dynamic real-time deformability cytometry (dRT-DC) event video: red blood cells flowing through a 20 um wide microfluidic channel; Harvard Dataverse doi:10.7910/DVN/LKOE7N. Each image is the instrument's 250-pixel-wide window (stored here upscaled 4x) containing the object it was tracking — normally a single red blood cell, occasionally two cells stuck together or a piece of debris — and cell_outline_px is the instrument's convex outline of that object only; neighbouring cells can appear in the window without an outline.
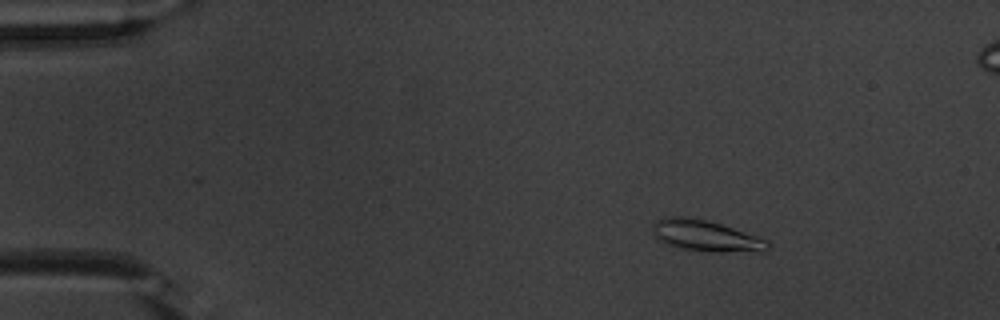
{"species": "common noctule bat (a hibernating species)", "species_latin": "Nyctalus noctula", "temperature_condition": "warm", "stored_images_in_passage": 54, "segment_of_instrument_passage": [1, 2], "camera_frame_rate_fps": 3000, "um_per_image_px": 0.085, "animal": {"sex": "male", "body_mass_g": 20.1, "forearm_length_mm": 53.5}, "frame": {"image": 1, "passage_image": 8, "time_ms": 2.333, "image_size_px": [1000, 320], "cell_outline_px": [[772, 244], [768, 248], [760, 252], [712, 252], [680, 248], [664, 244], [656, 240], [652, 228], [652, 224], [656, 220], [668, 216], [684, 216], [704, 220], [720, 224], [768, 240]], "centroid_in_image_um": [59.96, 20.06], "position_along_channel_um": 25.0, "area_um2": 21.04}}
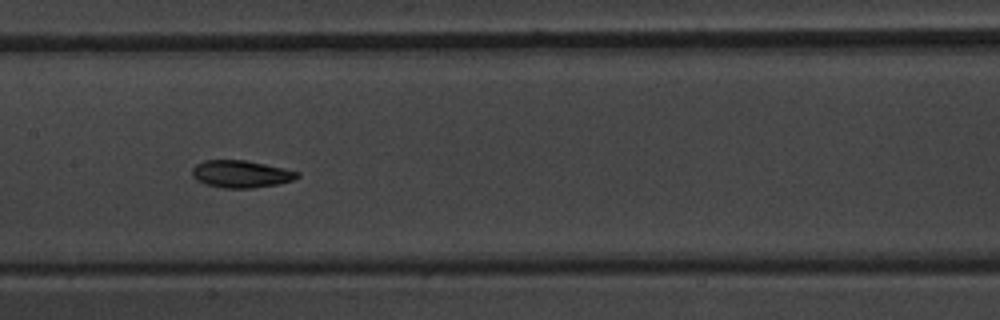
{"frame": {"image": 2, "passage_image": 27, "time_ms": 8.667, "image_size_px": [1000, 320], "cell_outline_px": [[300, 176], [292, 180], [276, 184], [252, 188], [224, 188], [204, 184], [196, 180], [192, 176], [192, 168], [196, 164], [204, 160], [244, 160], [284, 168], [300, 172]], "centroid_in_image_um": [20.45, 14.79], "position_along_channel_um": 186.9, "area_um2": 16.7}}
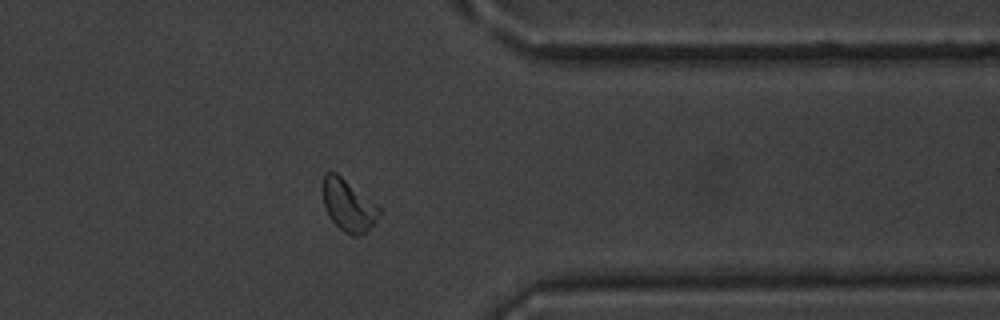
{"frame": {"image": 3, "passage_image": 43, "time_ms": 14.0, "image_size_px": [1000, 320], "cell_outline_px": [[380, 212], [376, 220], [360, 236], [352, 236], [344, 232], [328, 216], [324, 208], [320, 188], [324, 172], [336, 172], [380, 208]], "centroid_in_image_um": [29.52, 17.43], "position_along_channel_um": 381.9, "area_um2": 16.99}}